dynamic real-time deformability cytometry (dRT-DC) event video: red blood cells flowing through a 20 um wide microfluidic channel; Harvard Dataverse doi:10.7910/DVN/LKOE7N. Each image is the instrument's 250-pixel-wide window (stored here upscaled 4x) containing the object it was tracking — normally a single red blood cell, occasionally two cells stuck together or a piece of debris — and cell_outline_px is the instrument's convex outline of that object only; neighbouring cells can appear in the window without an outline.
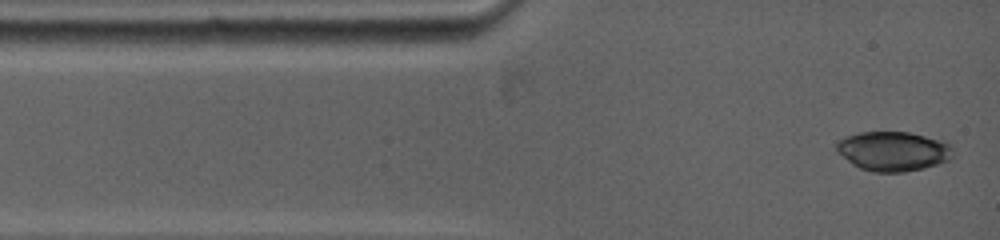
{"species": "common noctule bat (a hibernating species)", "species_latin": "Nyctalus noctula", "temperature_condition": "warm", "stored_images_in_passage": 38, "camera_frame_rate_fps": 5000, "um_per_image_px": 0.085, "animal": {"sex": "female", "body_mass_g": 19.0, "forearm_length_mm": 53.3}, "frame": {"image": 1, "passage_image": 1, "time_ms": 0.0, "image_size_px": [1000, 240], "cell_outline_px": [[948, 148], [944, 160], [936, 164], [920, 168], [900, 172], [876, 172], [860, 168], [852, 164], [836, 148], [836, 144], [840, 140], [848, 136], [860, 132], [908, 132], [924, 136], [948, 144]], "centroid_in_image_um": [75.79, 12.84], "position_along_channel_um": 9.2, "area_um2": 25.43}}
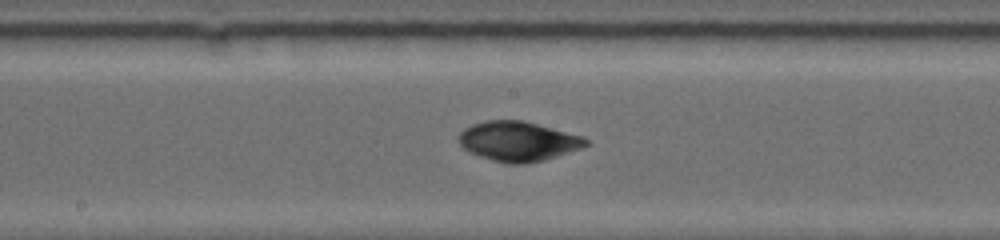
{"frame": {"image": 2, "passage_image": 17, "time_ms": 6.0, "image_size_px": [1000, 240], "cell_outline_px": [[588, 144], [584, 148], [544, 160], [524, 164], [512, 164], [480, 156], [468, 152], [456, 140], [456, 136], [464, 128], [472, 124], [484, 120], [524, 120], [584, 136], [588, 140]], "centroid_in_image_um": [44.04, 11.99], "position_along_channel_um": 204.2, "area_um2": 29.71}}
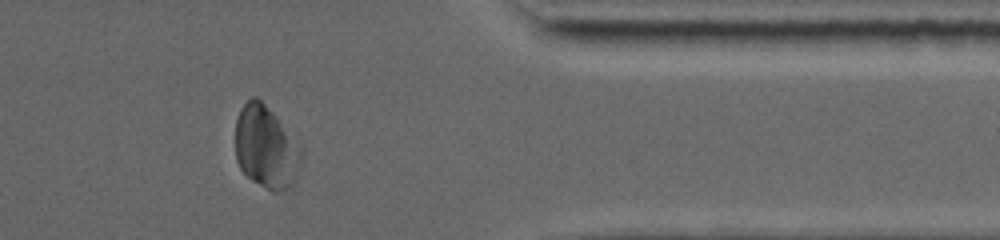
{"frame": {"image": 3, "passage_image": 33, "time_ms": 11.2, "image_size_px": [1000, 240], "cell_outline_px": [[300, 168], [292, 184], [284, 192], [272, 192], [252, 180], [240, 168], [236, 160], [236, 120], [240, 108], [252, 96], [256, 96], [300, 140]], "centroid_in_image_um": [22.63, 12.51], "position_along_channel_um": 388.8, "area_um2": 31.96}, "authors_computed_cell_mechanics": {"area_um2": 29.5069, "velocity_mm_per_s": 3.8949, "shape_relaxation_time_tau1_ms": 7.6708, "shape_relaxation_time_tau2_ms": 2.8797, "deformation_change_tau1": 0.1008, "deformation_change_tau2": 0.0341}}